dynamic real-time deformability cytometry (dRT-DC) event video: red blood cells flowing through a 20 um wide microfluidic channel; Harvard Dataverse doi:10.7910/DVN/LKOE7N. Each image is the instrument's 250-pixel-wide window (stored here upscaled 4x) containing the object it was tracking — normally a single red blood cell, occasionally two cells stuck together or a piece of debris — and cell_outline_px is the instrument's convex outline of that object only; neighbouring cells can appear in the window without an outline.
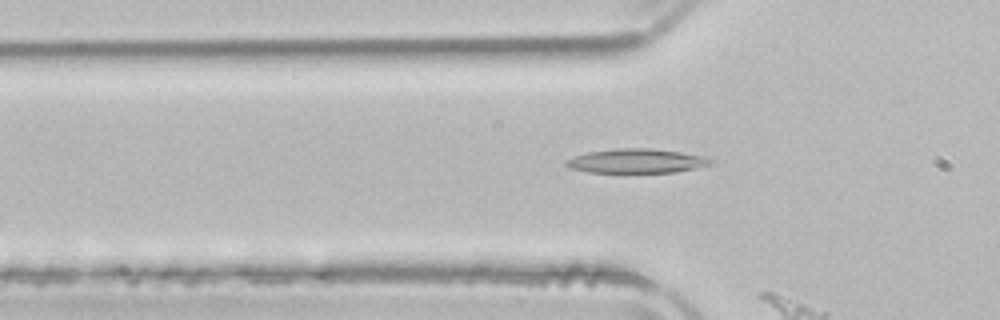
{"species": "common noctule bat (a hibernating species)", "species_latin": "Nyctalus noctula", "temperature_condition": "room temperature", "stored_images_in_passage": 3, "camera_frame_rate_fps": 3000, "um_per_image_px": 0.085, "animal": {"sex": "male", "body_mass_g": 21.5, "forearm_length_mm": 52.0}, "frame": {"image": 1, "passage_image": 2, "time_ms": 0.333, "image_size_px": [1000, 320], "cell_outline_px": [[712, 164], [696, 168], [676, 172], [588, 172], [568, 168], [564, 164], [564, 160], [588, 152], [616, 148], [652, 148], [708, 156], [712, 160]], "centroid_in_image_um": [54.11, 13.68], "position_along_channel_um": 71.7, "area_um2": 20.52}}